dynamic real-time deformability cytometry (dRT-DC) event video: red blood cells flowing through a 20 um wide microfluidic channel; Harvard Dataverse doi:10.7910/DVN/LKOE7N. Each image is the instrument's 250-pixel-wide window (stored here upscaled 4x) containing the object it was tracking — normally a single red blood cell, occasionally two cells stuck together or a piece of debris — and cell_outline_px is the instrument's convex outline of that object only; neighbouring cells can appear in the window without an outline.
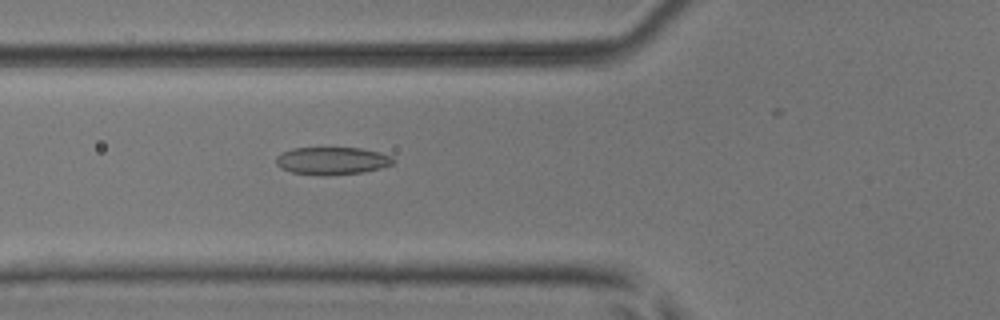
{"species": "common noctule bat (a hibernating species)", "species_latin": "Nyctalus noctula", "temperature_condition": "room temperature", "stored_images_in_passage": 40, "camera_frame_rate_fps": 3000, "um_per_image_px": 0.085, "animal": {"sex": "male", "body_mass_g": 17.9, "forearm_length_mm": 54.2}, "frame": {"image": 1, "passage_image": 16, "time_ms": 5.0, "image_size_px": [1000, 320], "cell_outline_px": [[396, 160], [392, 164], [380, 168], [364, 172], [328, 176], [320, 176], [292, 172], [280, 168], [276, 164], [276, 156], [292, 148], [360, 148], [380, 152], [392, 156]], "centroid_in_image_um": [28.24, 13.68], "position_along_channel_um": 97.6, "area_um2": 19.02}}
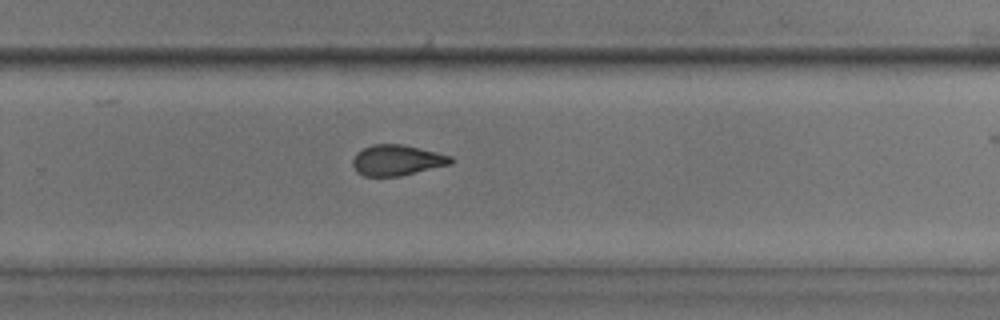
{"frame": {"image": 2, "passage_image": 31, "time_ms": 10.0, "image_size_px": [1000, 320], "cell_outline_px": [[456, 160], [452, 164], [400, 176], [364, 176], [356, 172], [352, 164], [352, 160], [356, 152], [372, 144], [404, 144], [452, 156]], "centroid_in_image_um": [33.75, 13.61], "position_along_channel_um": 296.0, "area_um2": 17.74}}
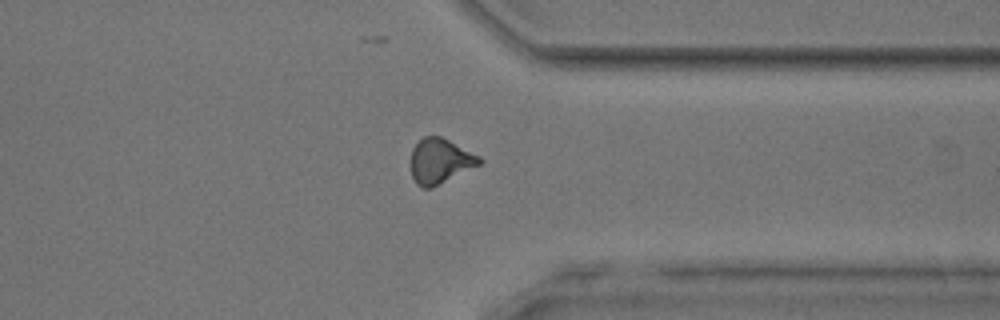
{"frame": {"image": 3, "passage_image": 37, "time_ms": 12.0, "image_size_px": [1000, 320], "cell_outline_px": [[484, 160], [480, 164], [432, 188], [420, 188], [416, 184], [412, 176], [408, 164], [408, 160], [412, 148], [424, 136], [440, 136], [480, 156]], "centroid_in_image_um": [37.34, 13.7], "position_along_channel_um": 374.1, "area_um2": 18.26}}